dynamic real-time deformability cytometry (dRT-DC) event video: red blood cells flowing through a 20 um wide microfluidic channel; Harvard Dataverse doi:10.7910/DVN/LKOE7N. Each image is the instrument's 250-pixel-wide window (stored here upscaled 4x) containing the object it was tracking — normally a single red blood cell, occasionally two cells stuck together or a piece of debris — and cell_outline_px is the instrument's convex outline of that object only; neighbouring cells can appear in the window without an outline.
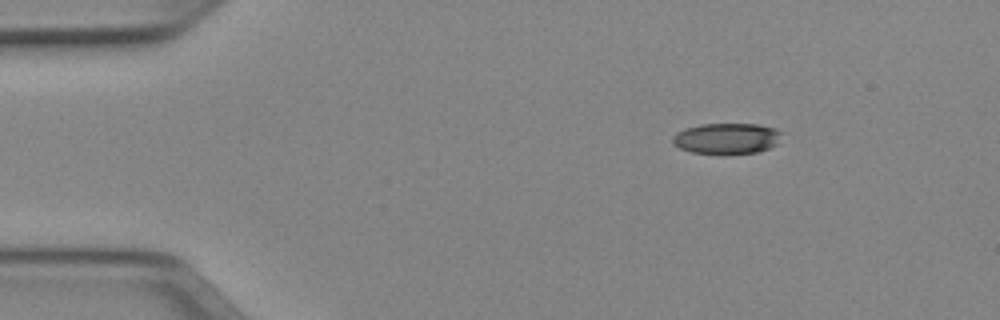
{"species": "Egyptian fruit bat (a non-hibernating species)", "species_latin": "Rousettus aegyptiacus", "temperature_condition": "cold", "stored_images_in_passage": 45, "camera_frame_rate_fps": 3000, "um_per_image_px": 0.085, "animal": {"sex": "female"}, "frame": {"image": 1, "passage_image": 1, "time_ms": 0.0, "image_size_px": [1000, 320], "cell_outline_px": [[784, 132], [776, 144], [768, 148], [756, 152], [692, 152], [680, 148], [672, 144], [672, 136], [676, 132], [684, 128], [700, 124], [760, 124], [776, 128]], "centroid_in_image_um": [61.77, 11.72], "position_along_channel_um": 23.2, "area_um2": 19.36}}
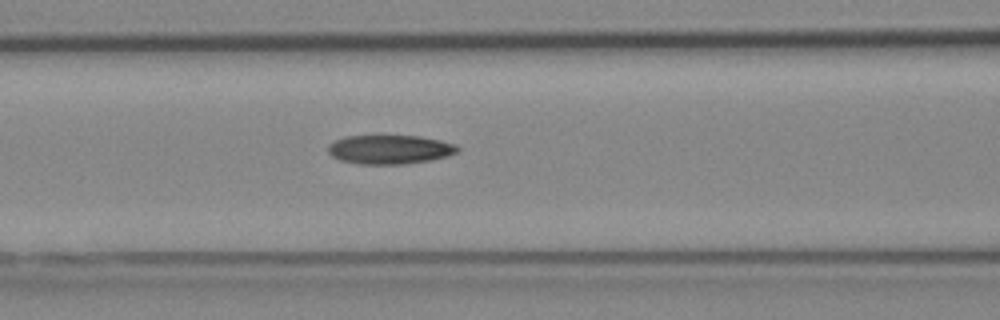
{"frame": {"image": 2, "passage_image": 15, "time_ms": 4.667, "image_size_px": [1000, 320], "cell_outline_px": [[460, 148], [456, 152], [448, 156], [432, 160], [404, 164], [356, 164], [340, 160], [332, 156], [328, 152], [328, 144], [336, 140], [348, 136], [420, 136], [440, 140], [456, 144]], "centroid_in_image_um": [33.14, 12.71], "position_along_channel_um": 133.5, "area_um2": 21.96}}
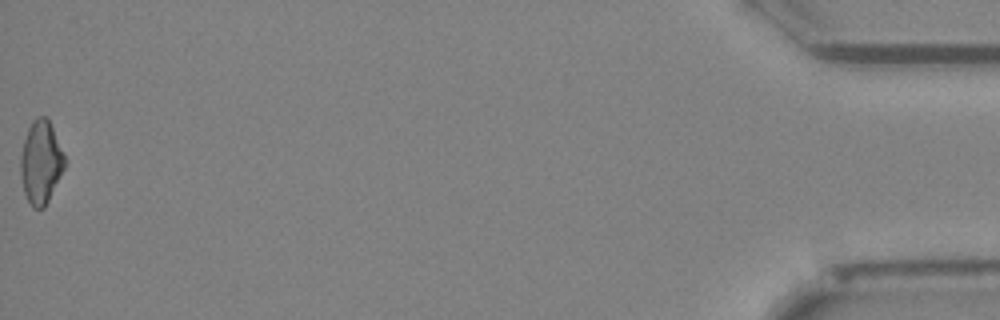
{"frame": {"image": 3, "passage_image": 45, "time_ms": 14.667, "image_size_px": [1000, 320], "cell_outline_px": [[64, 168], [44, 208], [32, 208], [24, 192], [20, 172], [20, 156], [24, 140], [28, 128], [32, 120], [36, 116], [44, 116], [48, 120], [52, 128], [64, 156]], "centroid_in_image_um": [3.44, 13.79], "position_along_channel_um": 431.8, "area_um2": 20.87}, "authors_computed_cell_mechanics": {"area_um2": 21.386, "velocity_mm_per_s": 3.9726, "shape_relaxation_time_tau1_ms": null, "shape_relaxation_time_tau2_ms": 6.382, "deformation_change_tau1": null, "deformation_change_tau2": 0.1716}}